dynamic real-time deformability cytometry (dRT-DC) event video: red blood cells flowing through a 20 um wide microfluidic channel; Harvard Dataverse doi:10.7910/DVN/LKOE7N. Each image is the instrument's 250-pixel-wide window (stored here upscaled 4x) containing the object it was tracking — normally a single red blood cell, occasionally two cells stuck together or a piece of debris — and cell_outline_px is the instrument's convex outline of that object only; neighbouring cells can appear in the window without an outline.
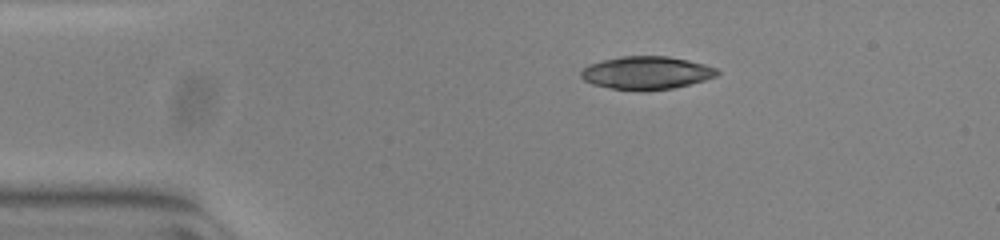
{"species": "common noctule bat (a hibernating species)", "species_latin": "Nyctalus noctula", "temperature_condition": "warm", "stored_images_in_passage": 44, "camera_frame_rate_fps": 3000, "um_per_image_px": 0.085, "animal": {"sex": "female", "body_mass_g": 23.0, "forearm_length_mm": 53.4}, "frame": {"image": 1, "passage_image": 1, "time_ms": 0.0, "image_size_px": [1000, 240], "cell_outline_px": [[720, 72], [716, 76], [704, 80], [672, 88], [644, 92], [640, 92], [612, 88], [592, 84], [584, 80], [580, 76], [580, 72], [584, 68], [592, 64], [604, 60], [620, 56], [668, 56], [688, 60], [704, 64], [716, 68]], "centroid_in_image_um": [54.95, 6.2], "position_along_channel_um": 30.0, "area_um2": 26.18}}
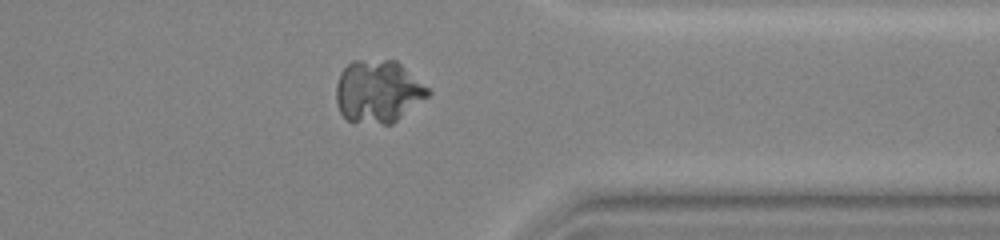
{"frame": {"image": 2, "passage_image": 33, "time_ms": 10.667, "image_size_px": [1000, 240], "cell_outline_px": [[432, 92], [428, 96], [392, 124], [380, 124], [348, 120], [340, 112], [336, 100], [336, 84], [340, 72], [352, 60], [396, 60], [428, 88]], "centroid_in_image_um": [32.12, 7.76], "position_along_channel_um": 379.3, "area_um2": 33.29}}
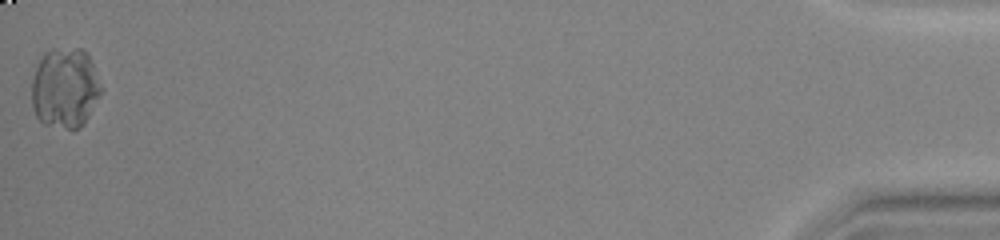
{"frame": {"image": 3, "passage_image": 44, "time_ms": 14.333, "image_size_px": [1000, 240], "cell_outline_px": [[104, 88], [84, 124], [80, 128], [72, 132], [44, 124], [36, 116], [32, 104], [32, 80], [36, 68], [44, 52], [52, 48], [80, 48], [88, 56]], "centroid_in_image_um": [5.53, 7.52], "position_along_channel_um": 429.7, "area_um2": 32.95}}